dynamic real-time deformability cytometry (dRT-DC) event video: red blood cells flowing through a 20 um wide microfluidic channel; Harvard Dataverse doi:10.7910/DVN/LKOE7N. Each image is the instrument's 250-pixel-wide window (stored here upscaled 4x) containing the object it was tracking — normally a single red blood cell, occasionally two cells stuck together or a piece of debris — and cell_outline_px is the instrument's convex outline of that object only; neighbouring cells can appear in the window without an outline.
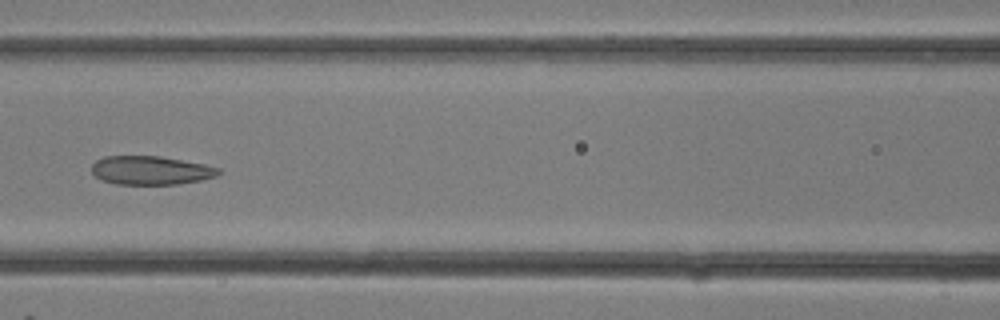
{"species": "common noctule bat (a hibernating species)", "species_latin": "Nyctalus noctula", "temperature_condition": "room temperature", "stored_images_in_passage": 30, "camera_frame_rate_fps": 3000, "um_per_image_px": 0.085, "animal": {"sex": "female"}, "frame": {"image": 1, "passage_image": 13, "time_ms": 4.0, "image_size_px": [1000, 320], "cell_outline_px": [[220, 172], [216, 176], [200, 180], [176, 184], [116, 184], [100, 180], [92, 172], [92, 164], [96, 160], [104, 156], [160, 156], [204, 164], [220, 168]], "centroid_in_image_um": [12.79, 14.47], "position_along_channel_um": 153.8, "area_um2": 21.15}}
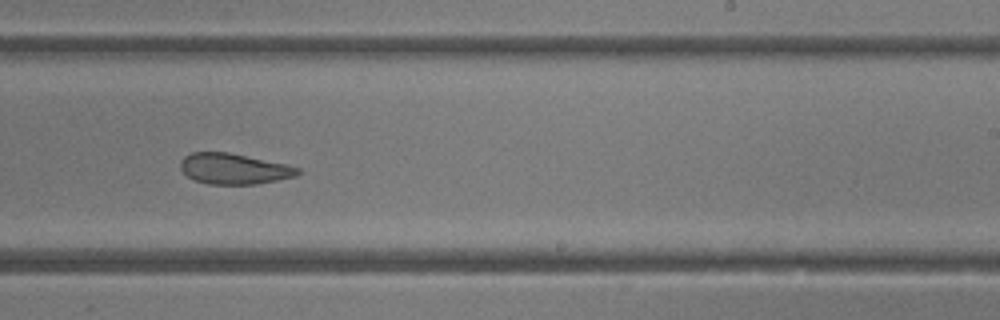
{"frame": {"image": 2, "passage_image": 18, "time_ms": 5.667, "image_size_px": [1000, 320], "cell_outline_px": [[304, 172], [296, 176], [256, 184], [208, 184], [196, 180], [188, 176], [180, 168], [180, 160], [184, 156], [192, 152], [228, 152], [284, 164], [300, 168]], "centroid_in_image_um": [19.89, 14.34], "position_along_channel_um": 269.1, "area_um2": 20.87}}
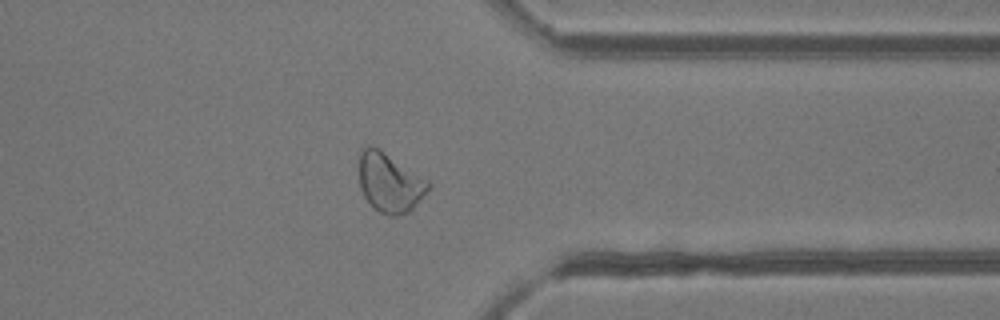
{"frame": {"image": 3, "passage_image": 23, "time_ms": 7.333, "image_size_px": [1000, 320], "cell_outline_px": [[432, 184], [412, 208], [408, 212], [396, 216], [388, 216], [380, 212], [364, 196], [360, 188], [360, 152], [368, 144], [380, 148], [428, 180]], "centroid_in_image_um": [33.12, 15.49], "position_along_channel_um": 378.3, "area_um2": 23.58}}